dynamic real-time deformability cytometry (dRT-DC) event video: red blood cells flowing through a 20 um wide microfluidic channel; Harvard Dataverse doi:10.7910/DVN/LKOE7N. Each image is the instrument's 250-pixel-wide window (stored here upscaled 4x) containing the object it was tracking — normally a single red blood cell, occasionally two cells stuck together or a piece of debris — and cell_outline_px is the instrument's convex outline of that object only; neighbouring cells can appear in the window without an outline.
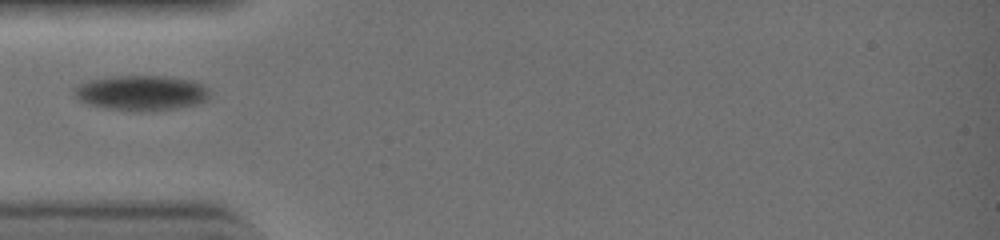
{"species": "common noctule bat (a hibernating species)", "species_latin": "Nyctalus noctula", "temperature_condition": "warm", "stored_images_in_passage": 7, "camera_frame_rate_fps": 3000, "um_per_image_px": 0.085, "animal": {"sex": "female", "body_mass_g": 19.0, "forearm_length_mm": 51.5}, "frame": {"image": 1, "passage_image": 1, "time_ms": 0.0, "image_size_px": [1000, 240], "cell_outline_px": [[208, 96], [200, 100], [184, 104], [164, 108], [112, 108], [92, 104], [76, 96], [72, 92], [72, 88], [88, 80], [116, 76], [164, 76], [192, 80], [204, 84], [208, 88]], "centroid_in_image_um": [11.95, 7.8], "position_along_channel_um": 73.1, "area_um2": 25.72}}